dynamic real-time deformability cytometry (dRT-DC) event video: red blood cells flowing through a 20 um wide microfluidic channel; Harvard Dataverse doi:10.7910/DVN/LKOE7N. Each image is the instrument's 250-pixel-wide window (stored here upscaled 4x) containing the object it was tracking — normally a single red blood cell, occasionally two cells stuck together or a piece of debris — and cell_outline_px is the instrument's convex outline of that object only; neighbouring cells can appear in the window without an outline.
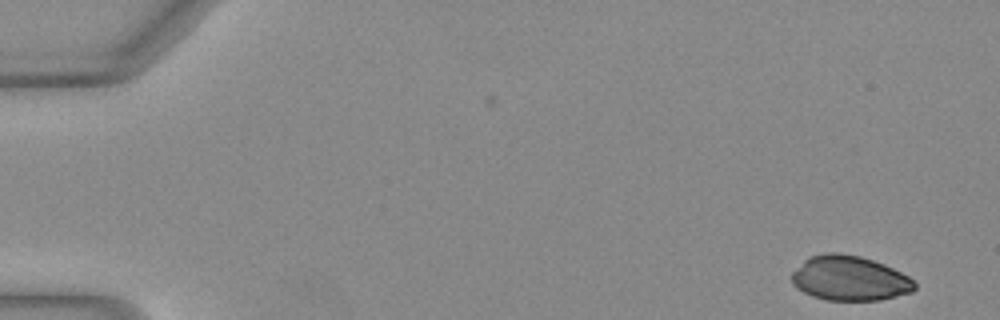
{"species": "Egyptian fruit bat (a non-hibernating species)", "species_latin": "Rousettus aegyptiacus", "temperature_condition": "warm", "stored_images_in_passage": 49, "camera_frame_rate_fps": 3000, "um_per_image_px": 0.085, "animal": {"sex": "female"}, "frame": {"image": 1, "passage_image": 1, "time_ms": 0.0, "image_size_px": [1000, 320], "cell_outline_px": [[916, 288], [912, 292], [880, 300], [828, 300], [812, 296], [804, 292], [792, 284], [792, 272], [808, 256], [824, 252], [840, 252], [860, 256], [884, 264], [908, 276], [916, 284]], "centroid_in_image_um": [72.2, 23.64], "position_along_channel_um": 12.8, "area_um2": 32.14}}
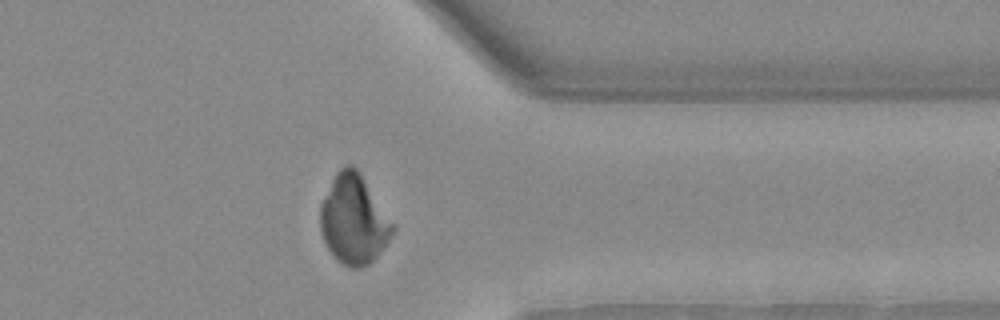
{"frame": {"image": 2, "passage_image": 39, "time_ms": 12.667, "image_size_px": [1000, 320], "cell_outline_px": [[396, 228], [388, 240], [376, 256], [368, 264], [360, 268], [348, 268], [336, 260], [328, 248], [324, 240], [320, 228], [320, 204], [336, 172], [344, 164], [352, 164], [356, 168], [396, 224]], "centroid_in_image_um": [30.07, 18.66], "position_along_channel_um": 381.3, "area_um2": 37.69}}
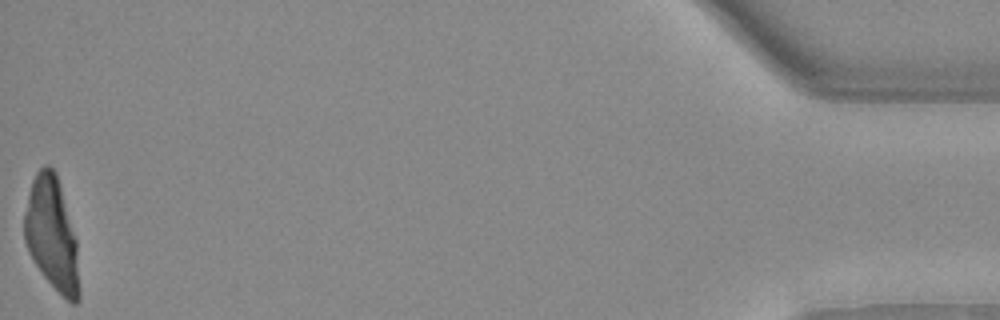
{"frame": {"image": 3, "passage_image": 49, "time_ms": 16.0, "image_size_px": [1000, 320], "cell_outline_px": [[80, 300], [76, 304], [72, 304], [44, 276], [32, 260], [28, 252], [24, 240], [24, 212], [32, 180], [36, 172], [44, 164], [48, 164], [56, 172], [76, 240], [80, 296]], "centroid_in_image_um": [4.39, 19.89], "position_along_channel_um": 430.8, "area_um2": 35.84}}